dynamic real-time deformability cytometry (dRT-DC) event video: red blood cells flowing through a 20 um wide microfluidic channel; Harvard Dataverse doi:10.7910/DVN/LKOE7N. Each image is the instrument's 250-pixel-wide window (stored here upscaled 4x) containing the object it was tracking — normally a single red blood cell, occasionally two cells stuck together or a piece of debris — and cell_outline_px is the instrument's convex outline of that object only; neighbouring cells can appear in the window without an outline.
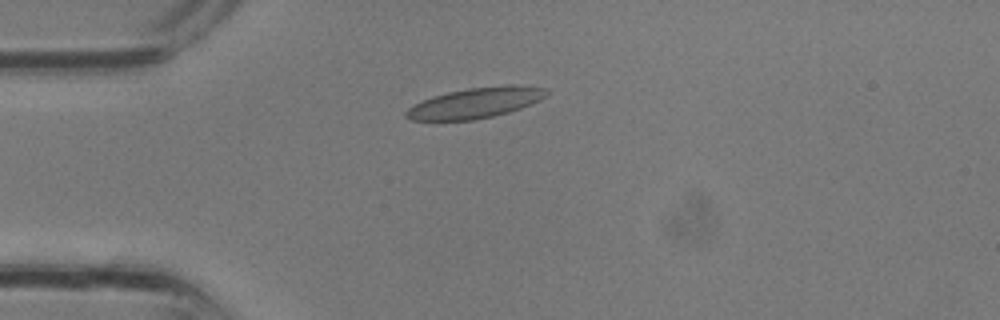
{"species": "common noctule bat (a hibernating species)", "species_latin": "Nyctalus noctula", "temperature_condition": "room temperature", "stored_images_in_passage": 3, "camera_frame_rate_fps": 3000, "um_per_image_px": 0.085, "animal": {"sex": "male", "body_mass_g": 13.3}, "frame": {"image": 1, "passage_image": 3, "time_ms": 0.667, "image_size_px": [1000, 320], "cell_outline_px": [[548, 92], [540, 100], [520, 108], [508, 112], [492, 116], [472, 120], [412, 120], [404, 116], [404, 112], [408, 108], [432, 96], [448, 92], [468, 88], [508, 84], [516, 84], [548, 88]], "centroid_in_image_um": [40.43, 8.73], "position_along_channel_um": 44.6, "area_um2": 24.85}}